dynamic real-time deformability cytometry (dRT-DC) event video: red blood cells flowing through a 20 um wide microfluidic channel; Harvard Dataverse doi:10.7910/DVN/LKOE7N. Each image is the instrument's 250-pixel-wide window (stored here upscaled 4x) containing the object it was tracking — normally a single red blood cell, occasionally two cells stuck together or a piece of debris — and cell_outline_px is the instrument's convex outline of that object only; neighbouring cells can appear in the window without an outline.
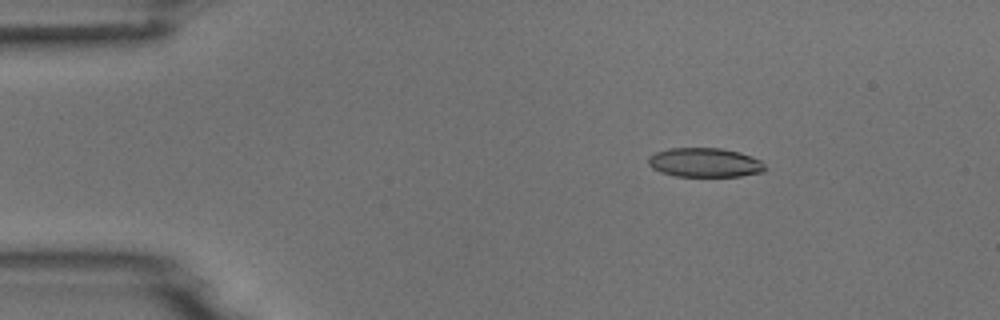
{"species": "common noctule bat (a hibernating species)", "species_latin": "Nyctalus noctula", "temperature_condition": "room temperature", "stored_images_in_passage": 3, "camera_frame_rate_fps": 3000, "um_per_image_px": 0.085, "animal": {"sex": "male", "body_mass_g": 18.8}, "frame": {"image": 1, "passage_image": 2, "time_ms": 2.0, "image_size_px": [1000, 320], "cell_outline_px": [[768, 168], [764, 172], [740, 176], [676, 176], [660, 172], [652, 168], [648, 164], [648, 156], [656, 152], [668, 148], [720, 148], [740, 152], [752, 156], [760, 160]], "centroid_in_image_um": [59.92, 13.81], "position_along_channel_um": 25.1, "area_um2": 20.06}}